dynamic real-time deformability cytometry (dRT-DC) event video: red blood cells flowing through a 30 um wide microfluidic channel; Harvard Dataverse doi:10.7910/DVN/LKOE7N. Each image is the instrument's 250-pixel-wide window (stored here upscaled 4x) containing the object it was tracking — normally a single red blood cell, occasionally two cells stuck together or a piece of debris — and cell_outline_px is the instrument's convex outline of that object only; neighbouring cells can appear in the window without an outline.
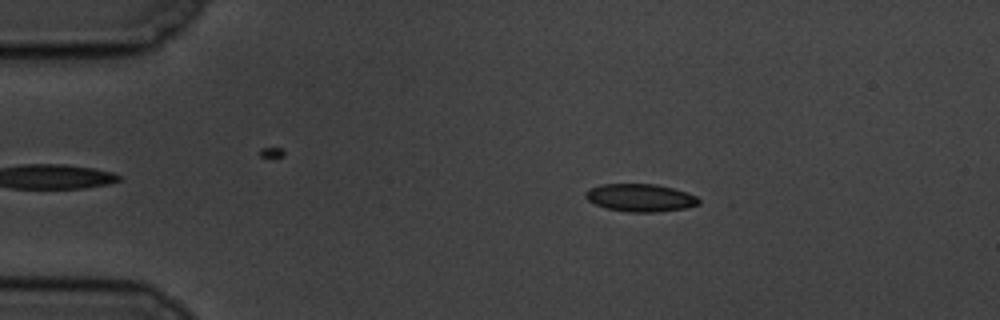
{"species": "common noctule bat (a hibernating species)", "species_latin": "Nyctalus noctula", "temperature_condition": "cold", "stored_images_in_passage": 50, "camera_frame_rate_fps": 3000, "um_per_image_px": 0.085, "animal": {"sex": "male", "body_mass_g": 19.5, "forearm_length_mm": 54.6}, "frame": {"image": 1, "passage_image": 11, "time_ms": 3.333, "image_size_px": [1000, 320], "cell_outline_px": [[700, 204], [688, 208], [656, 212], [628, 212], [608, 208], [596, 204], [588, 200], [584, 196], [584, 192], [588, 188], [600, 184], [656, 184], [688, 192], [696, 196], [700, 200]], "centroid_in_image_um": [54.44, 16.8], "position_along_channel_um": 30.6, "area_um2": 18.44}}
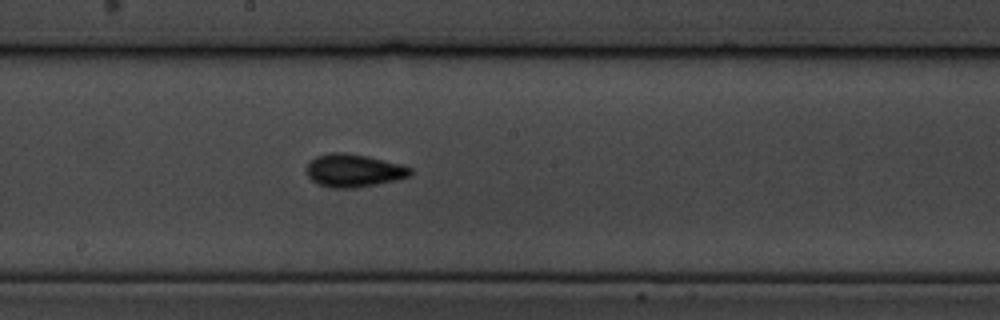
{"frame": {"image": 2, "passage_image": 32, "time_ms": 10.333, "image_size_px": [1000, 320], "cell_outline_px": [[412, 172], [408, 176], [396, 180], [356, 188], [332, 188], [316, 184], [308, 176], [308, 164], [316, 156], [332, 152], [344, 152], [368, 156], [400, 164], [412, 168]], "centroid_in_image_um": [30.06, 14.5], "position_along_channel_um": 218.1, "area_um2": 19.83}}
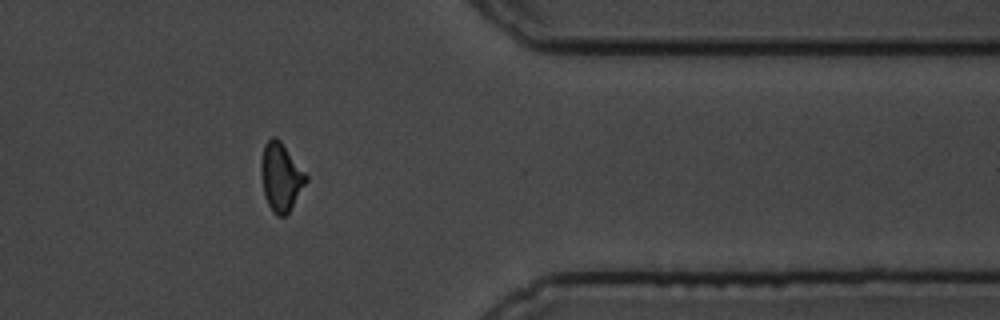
{"frame": {"image": 3, "passage_image": 48, "time_ms": 15.667, "image_size_px": [1000, 320], "cell_outline_px": [[308, 180], [288, 212], [284, 216], [276, 216], [272, 212], [264, 196], [260, 176], [260, 160], [264, 144], [272, 136], [276, 136], [280, 140], [308, 176]], "centroid_in_image_um": [23.84, 15.03], "position_along_channel_um": 387.6, "area_um2": 17.98}, "authors_computed_cell_mechanics": {"area_um2": 18.3226, "velocity_mm_per_s": 3.4401, "shape_relaxation_time_tau1_ms": 3.1039, "shape_relaxation_time_tau2_ms": 2.7229, "deformation_change_tau1": 0.0915, "deformation_change_tau2": 0.0484}}